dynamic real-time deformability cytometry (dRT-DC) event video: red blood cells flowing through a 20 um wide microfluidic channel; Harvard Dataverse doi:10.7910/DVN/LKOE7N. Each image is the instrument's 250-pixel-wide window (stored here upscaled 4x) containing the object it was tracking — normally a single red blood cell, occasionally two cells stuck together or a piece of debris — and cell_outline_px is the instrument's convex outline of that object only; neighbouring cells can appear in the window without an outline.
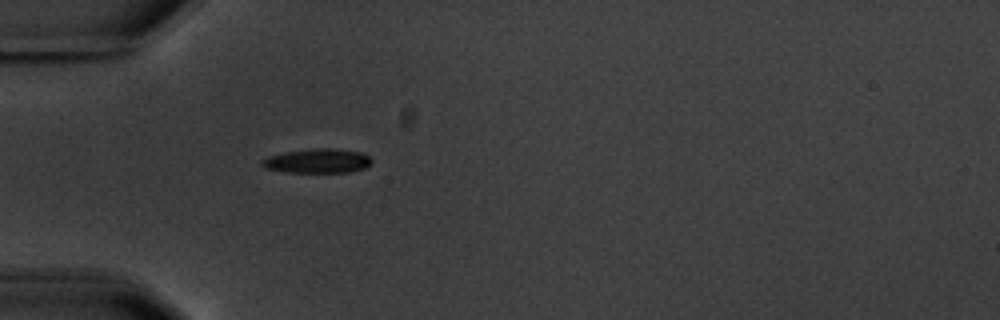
{"species": "common noctule bat (a hibernating species)", "species_latin": "Nyctalus noctula", "temperature_condition": "warm", "stored_images_in_passage": 1, "camera_frame_rate_fps": 3000, "um_per_image_px": 0.085, "animal": {"sex": "male", "body_mass_g": 20.1, "forearm_length_mm": 53.5}, "frame": {"image": 1, "passage_image": 1, "time_ms": 0.0, "image_size_px": [1000, 320], "cell_outline_px": [[372, 160], [364, 168], [348, 172], [288, 172], [264, 168], [260, 164], [260, 160], [268, 156], [284, 152], [312, 148], [336, 148], [360, 152], [368, 156]], "centroid_in_image_um": [26.93, 13.67], "position_along_channel_um": 58.1, "area_um2": 15.55}}